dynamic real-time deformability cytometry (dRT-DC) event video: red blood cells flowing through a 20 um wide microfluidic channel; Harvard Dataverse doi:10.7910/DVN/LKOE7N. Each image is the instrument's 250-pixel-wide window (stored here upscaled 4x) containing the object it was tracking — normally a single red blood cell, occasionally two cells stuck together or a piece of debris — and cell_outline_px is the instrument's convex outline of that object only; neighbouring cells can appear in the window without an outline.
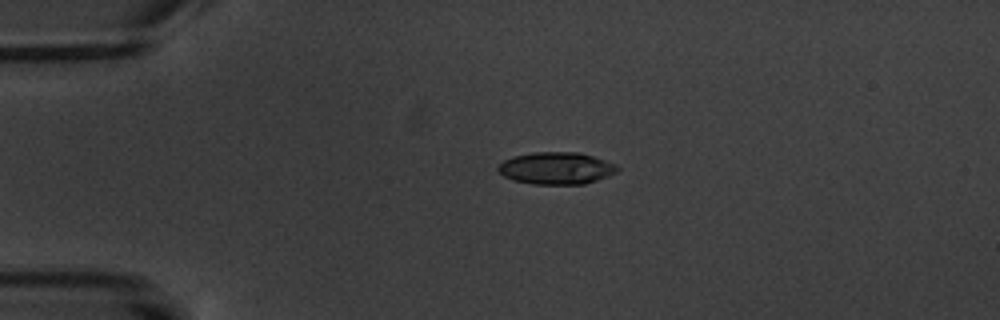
{"species": "common noctule bat (a hibernating species)", "species_latin": "Nyctalus noctula", "temperature_condition": "warm", "stored_images_in_passage": 2, "camera_frame_rate_fps": 3000, "um_per_image_px": 0.085, "animal": {"sex": "male", "body_mass_g": 20.1, "forearm_length_mm": 53.5}, "frame": {"image": 1, "passage_image": 1, "time_ms": 0.0, "image_size_px": [1000, 320], "cell_outline_px": [[620, 168], [616, 172], [608, 176], [584, 184], [532, 184], [512, 180], [504, 176], [496, 168], [504, 160], [512, 156], [532, 152], [580, 152], [616, 164]], "centroid_in_image_um": [47.27, 14.29], "position_along_channel_um": 37.7, "area_um2": 22.37}}